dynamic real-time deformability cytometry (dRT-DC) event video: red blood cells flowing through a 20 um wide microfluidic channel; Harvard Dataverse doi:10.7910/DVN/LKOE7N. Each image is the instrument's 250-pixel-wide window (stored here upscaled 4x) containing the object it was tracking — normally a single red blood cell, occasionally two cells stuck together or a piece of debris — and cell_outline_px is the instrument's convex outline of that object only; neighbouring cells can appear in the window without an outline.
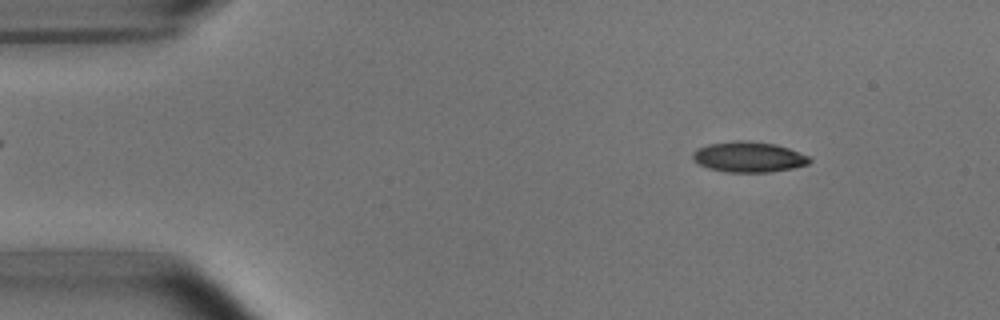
{"species": "common noctule bat (a hibernating species)", "species_latin": "Nyctalus noctula", "temperature_condition": "room temperature", "stored_images_in_passage": 15, "camera_frame_rate_fps": 3000, "um_per_image_px": 0.085, "animal": {"sex": "male", "body_mass_g": 15.6}, "frame": {"image": 1, "passage_image": 6, "time_ms": 1.667, "image_size_px": [1000, 320], "cell_outline_px": [[812, 160], [808, 164], [792, 168], [768, 172], [724, 172], [708, 168], [692, 160], [692, 152], [708, 144], [736, 140], [748, 140], [776, 144], [788, 148], [808, 156]], "centroid_in_image_um": [63.62, 13.34], "position_along_channel_um": 21.4, "area_um2": 20.75}}
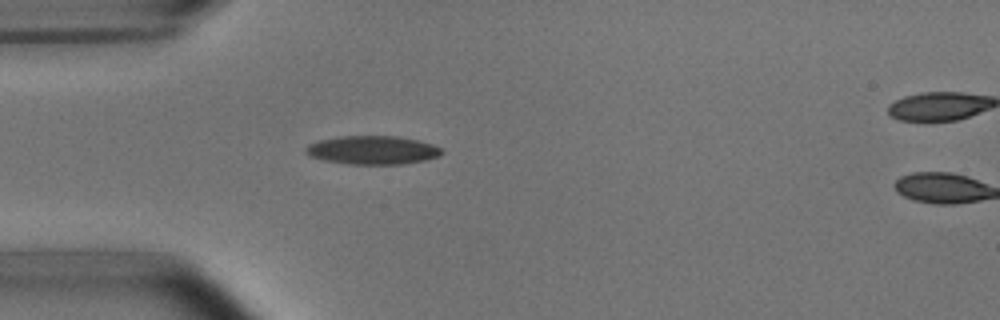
{"frame": {"image": 2, "passage_image": 14, "time_ms": 4.333, "image_size_px": [1000, 320], "cell_outline_px": [[444, 152], [440, 156], [428, 160], [404, 164], [348, 164], [324, 160], [308, 156], [304, 152], [304, 148], [308, 144], [320, 140], [340, 136], [400, 136], [420, 140], [432, 144], [440, 148]], "centroid_in_image_um": [31.68, 12.76], "position_along_channel_um": 53.3, "area_um2": 22.95}}